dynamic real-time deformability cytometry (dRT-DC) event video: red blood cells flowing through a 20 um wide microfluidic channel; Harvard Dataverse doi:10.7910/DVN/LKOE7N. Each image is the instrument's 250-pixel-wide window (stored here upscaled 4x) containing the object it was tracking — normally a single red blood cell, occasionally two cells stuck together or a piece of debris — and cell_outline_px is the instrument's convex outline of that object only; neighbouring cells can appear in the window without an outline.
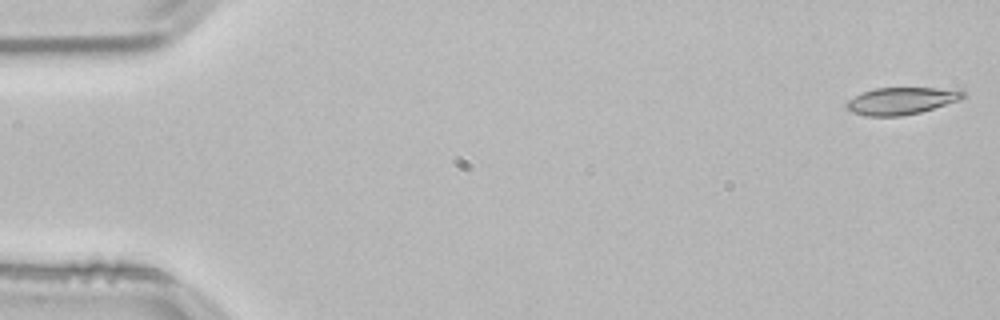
{"species": "common noctule bat (a hibernating species)", "species_latin": "Nyctalus noctula", "temperature_condition": "room temperature", "stored_images_in_passage": 53, "camera_frame_rate_fps": 3000, "um_per_image_px": 0.085, "animal": {"sex": "male", "body_mass_g": 21.5, "forearm_length_mm": 52.0}, "frame": {"image": 1, "passage_image": 1, "time_ms": 0.0, "image_size_px": [1000, 320], "cell_outline_px": [[964, 96], [960, 100], [920, 112], [900, 116], [868, 116], [852, 112], [844, 104], [848, 100], [864, 92], [876, 88], [964, 88]], "centroid_in_image_um": [76.67, 8.56], "position_along_channel_um": 8.3, "area_um2": 18.38}}
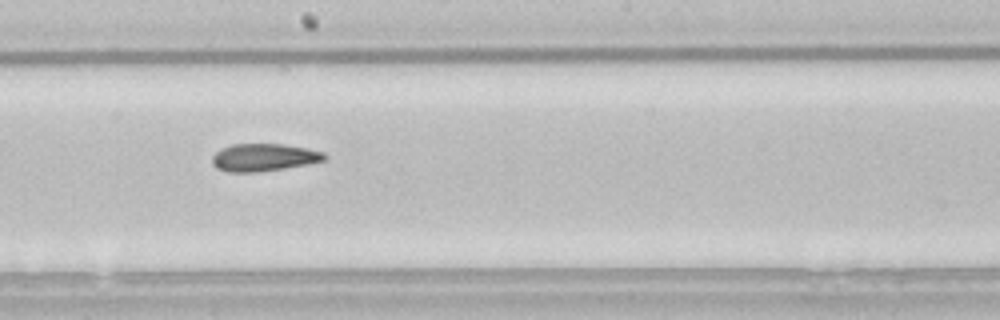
{"frame": {"image": 2, "passage_image": 29, "time_ms": 9.333, "image_size_px": [1000, 320], "cell_outline_px": [[328, 156], [324, 160], [308, 164], [284, 168], [256, 172], [228, 172], [216, 168], [212, 164], [212, 156], [220, 148], [232, 144], [284, 144], [308, 148], [324, 152]], "centroid_in_image_um": [22.41, 13.37], "position_along_channel_um": 225.8, "area_um2": 18.15}}
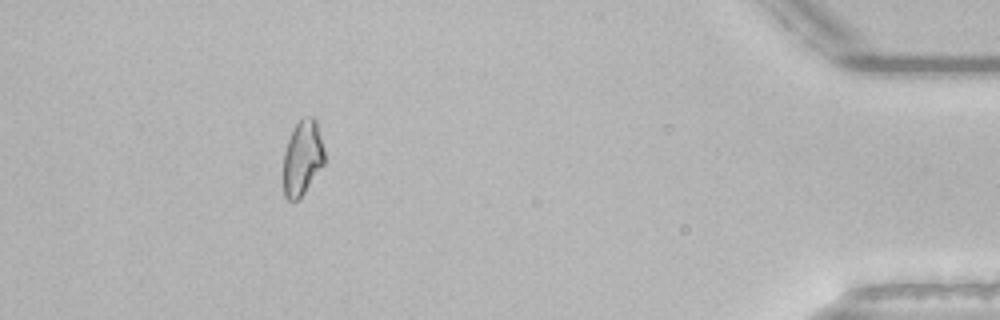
{"frame": {"image": 3, "passage_image": 48, "time_ms": 15.667, "image_size_px": [1000, 320], "cell_outline_px": [[324, 164], [304, 192], [296, 200], [288, 200], [284, 196], [284, 152], [288, 140], [296, 124], [304, 116], [312, 116], [316, 120], [324, 148]], "centroid_in_image_um": [25.71, 13.39], "position_along_channel_um": 409.5, "area_um2": 17.69}, "authors_computed_cell_mechanics": {"area_um2": 18.6116, "velocity_mm_per_s": 3.828, "shape_relaxation_time_tau1_ms": 11.2171, "shape_relaxation_time_tau2_ms": 7.6932, "deformation_change_tau1": 0.2195, "deformation_change_tau2": 0.1525}}